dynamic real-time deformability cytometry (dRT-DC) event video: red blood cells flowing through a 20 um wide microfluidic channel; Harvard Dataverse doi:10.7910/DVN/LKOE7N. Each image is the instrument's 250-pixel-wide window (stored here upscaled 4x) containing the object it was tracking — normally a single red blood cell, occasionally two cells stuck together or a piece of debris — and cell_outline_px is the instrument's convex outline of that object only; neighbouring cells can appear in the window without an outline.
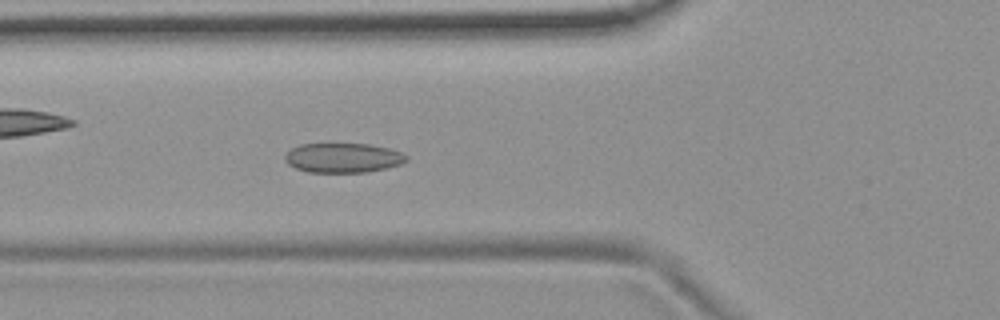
{"species": "common noctule bat (a hibernating species)", "species_latin": "Nyctalus noctula", "temperature_condition": "room temperature", "stored_images_in_passage": 3, "camera_frame_rate_fps": 3000, "um_per_image_px": 0.085, "animal": {"sex": "female", "body_mass_g": 19.9}, "frame": {"image": 1, "passage_image": 3, "time_ms": 0.667, "image_size_px": [1000, 320], "cell_outline_px": [[408, 160], [400, 164], [388, 168], [364, 172], [308, 172], [296, 168], [288, 164], [284, 160], [284, 156], [292, 148], [300, 144], [368, 144], [388, 148], [400, 152], [408, 156]], "centroid_in_image_um": [29.15, 13.42], "position_along_channel_um": 96.6, "area_um2": 20.87}}